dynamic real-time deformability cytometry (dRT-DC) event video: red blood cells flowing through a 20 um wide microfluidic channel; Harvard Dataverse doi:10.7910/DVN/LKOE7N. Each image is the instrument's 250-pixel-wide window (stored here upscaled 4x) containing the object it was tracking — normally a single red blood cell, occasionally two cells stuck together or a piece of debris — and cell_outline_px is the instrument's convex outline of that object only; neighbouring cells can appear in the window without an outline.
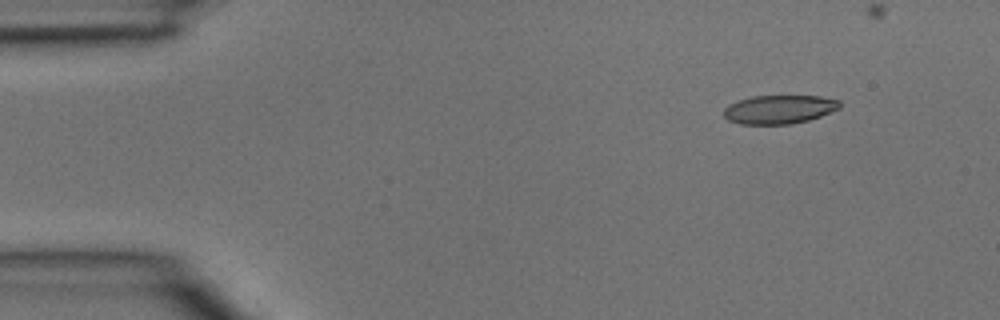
{"species": "common noctule bat (a hibernating species)", "species_latin": "Nyctalus noctula", "temperature_condition": "room temperature", "stored_images_in_passage": 4, "camera_frame_rate_fps": 3000, "um_per_image_px": 0.085, "animal": {"sex": "male", "body_mass_g": 15.6}, "frame": {"image": 1, "passage_image": 1, "time_ms": 0.0, "image_size_px": [1000, 320], "cell_outline_px": [[840, 108], [820, 116], [808, 120], [792, 124], [740, 124], [728, 120], [724, 116], [724, 108], [728, 104], [752, 96], [820, 96], [840, 100]], "centroid_in_image_um": [66.23, 9.3], "position_along_channel_um": 18.8, "area_um2": 19.36}}
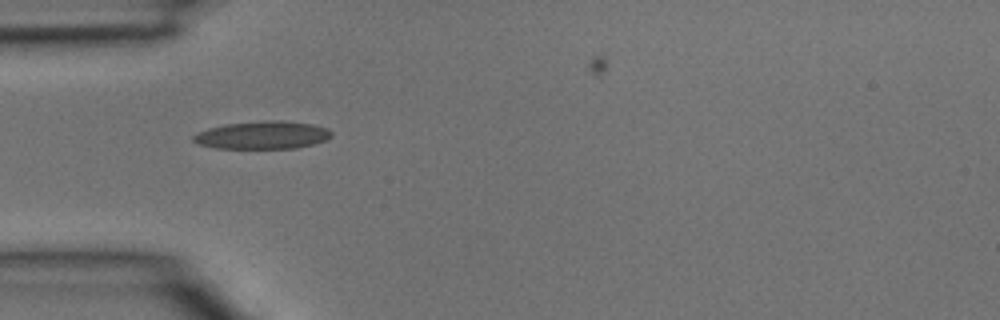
{"frame": {"image": 2, "passage_image": 3, "time_ms": 0.667, "image_size_px": [1000, 320], "cell_outline_px": [[332, 136], [324, 140], [312, 144], [296, 148], [216, 148], [200, 144], [192, 140], [192, 136], [196, 132], [208, 128], [224, 124], [264, 120], [280, 120], [312, 124], [328, 128], [332, 132]], "centroid_in_image_um": [22.29, 11.47], "position_along_channel_um": 62.7, "area_um2": 22.43}}